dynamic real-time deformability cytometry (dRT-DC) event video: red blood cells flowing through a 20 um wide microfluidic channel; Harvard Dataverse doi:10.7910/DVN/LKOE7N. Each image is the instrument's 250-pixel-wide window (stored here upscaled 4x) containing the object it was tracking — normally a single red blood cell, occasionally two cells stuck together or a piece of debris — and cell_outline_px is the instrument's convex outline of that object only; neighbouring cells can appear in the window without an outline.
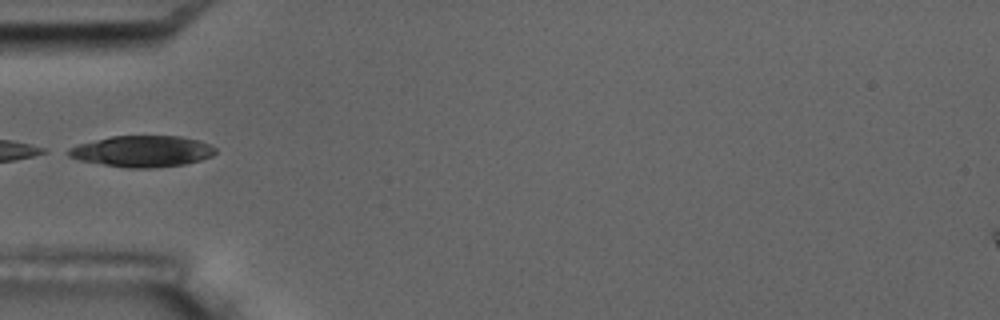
{"species": "common noctule bat (a hibernating species)", "species_latin": "Nyctalus noctula", "temperature_condition": "room temperature", "stored_images_in_passage": 5, "camera_frame_rate_fps": 3000, "um_per_image_px": 0.085, "animal": {"sex": "male", "body_mass_g": 17.5, "forearm_length_mm": 52.3}, "frame": {"image": 1, "passage_image": 5, "time_ms": 5.333, "image_size_px": [1000, 320], "cell_outline_px": [[216, 152], [212, 156], [200, 160], [184, 164], [156, 168], [128, 168], [80, 160], [68, 156], [60, 152], [76, 144], [112, 136], [180, 136], [200, 140], [216, 148]], "centroid_in_image_um": [12.04, 12.85], "position_along_channel_um": 73.0, "area_um2": 26.99}}